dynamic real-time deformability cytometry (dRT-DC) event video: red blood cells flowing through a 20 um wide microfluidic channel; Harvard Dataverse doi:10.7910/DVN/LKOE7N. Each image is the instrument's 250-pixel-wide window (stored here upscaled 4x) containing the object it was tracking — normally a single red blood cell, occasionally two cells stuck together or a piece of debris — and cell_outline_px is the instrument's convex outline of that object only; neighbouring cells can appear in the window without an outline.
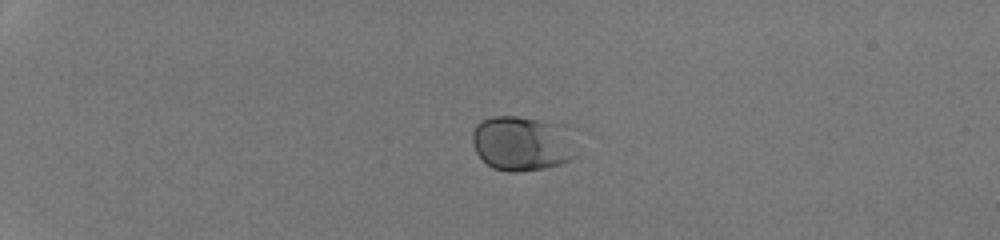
{"species": "human", "species_latin": "Homo sapiens", "temperature_condition": "room temperature", "stored_images_in_passage": 38, "camera_frame_rate_fps": 3000, "um_per_image_px": 0.085, "donor": {"sex": "male"}, "frame": {"image": 1, "passage_image": 1, "time_ms": 0.0, "image_size_px": [1000, 240], "cell_outline_px": [[576, 156], [572, 160], [560, 164], [544, 168], [520, 172], [508, 172], [492, 168], [476, 152], [472, 144], [472, 132], [476, 124], [480, 120], [492, 116], [516, 116], [564, 124]], "centroid_in_image_um": [44.33, 12.19], "position_along_channel_um": 40.7, "area_um2": 33.29}}
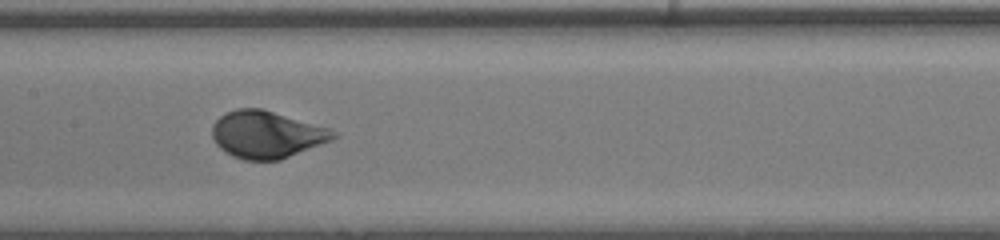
{"frame": {"image": 2, "passage_image": 17, "time_ms": 5.333, "image_size_px": [1000, 240], "cell_outline_px": [[340, 136], [332, 140], [280, 160], [244, 160], [232, 156], [220, 148], [216, 144], [212, 136], [212, 124], [224, 112], [236, 108], [260, 108], [328, 128]], "centroid_in_image_um": [22.63, 11.44], "position_along_channel_um": 184.8, "area_um2": 33.18}}
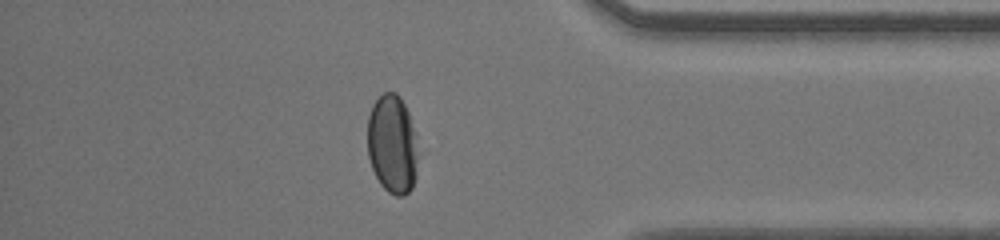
{"frame": {"image": 3, "passage_image": 33, "time_ms": 10.667, "image_size_px": [1000, 240], "cell_outline_px": [[416, 176], [412, 188], [404, 196], [396, 196], [388, 192], [380, 184], [372, 168], [368, 156], [368, 116], [372, 104], [384, 92], [396, 92], [400, 96], [408, 112], [412, 128], [416, 156]], "centroid_in_image_um": [33.31, 12.27], "position_along_channel_um": 401.9, "area_um2": 28.67}, "authors_computed_cell_mechanics": {"area_um2": 32.5703, "velocity_mm_per_s": 4.2825, "shape_relaxation_time_tau1_ms": 2.6568, "shape_relaxation_time_tau2_ms": null, "deformation_change_tau1": 0.1387, "deformation_change_tau2": null}}